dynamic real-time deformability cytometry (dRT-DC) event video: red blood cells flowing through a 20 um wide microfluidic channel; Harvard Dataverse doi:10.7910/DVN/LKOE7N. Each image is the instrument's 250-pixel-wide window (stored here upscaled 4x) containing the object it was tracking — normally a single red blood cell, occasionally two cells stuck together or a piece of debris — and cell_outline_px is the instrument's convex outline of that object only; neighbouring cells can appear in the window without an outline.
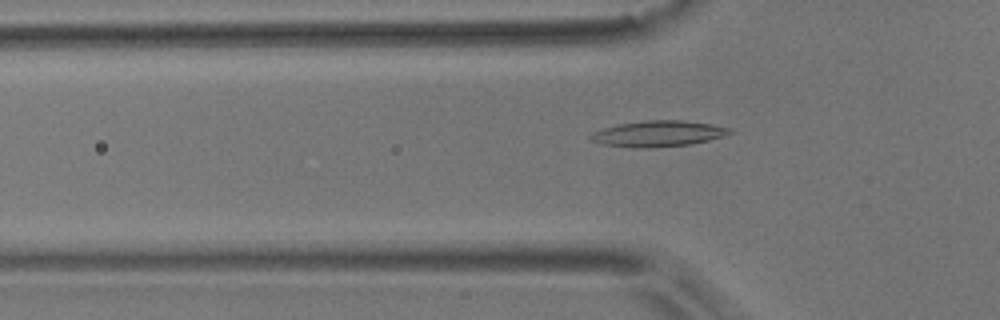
{"species": "common noctule bat (a hibernating species)", "species_latin": "Nyctalus noctula", "temperature_condition": "room temperature", "stored_images_in_passage": 48, "camera_frame_rate_fps": 3000, "um_per_image_px": 0.085, "animal": {"sex": "male", "body_mass_g": 17.9}, "frame": {"image": 1, "passage_image": 11, "time_ms": 3.333, "image_size_px": [1000, 320], "cell_outline_px": [[732, 132], [724, 136], [708, 140], [688, 144], [648, 148], [604, 144], [592, 140], [588, 136], [592, 132], [604, 128], [620, 124], [644, 120], [680, 120], [712, 124], [732, 128]], "centroid_in_image_um": [55.98, 11.34], "position_along_channel_um": 69.8, "area_um2": 20.63}}
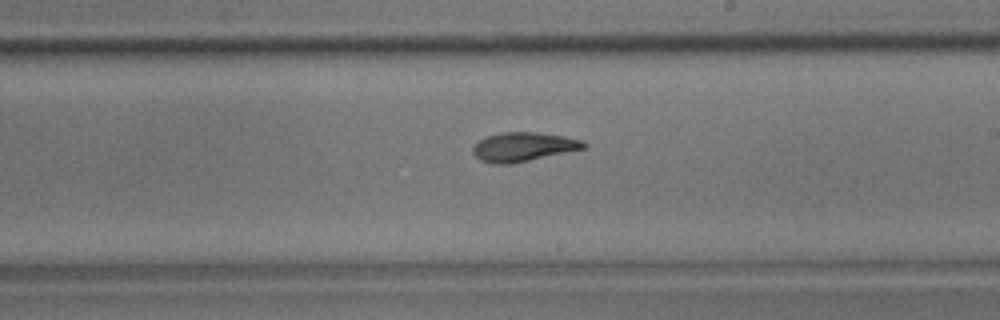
{"frame": {"image": 2, "passage_image": 25, "time_ms": 8.0, "image_size_px": [1000, 320], "cell_outline_px": [[588, 144], [584, 148], [512, 164], [492, 164], [480, 160], [472, 152], [472, 148], [480, 140], [488, 136], [500, 132], [536, 132], [564, 136], [580, 140]], "centroid_in_image_um": [44.45, 12.48], "position_along_channel_um": 244.6, "area_um2": 18.61}}
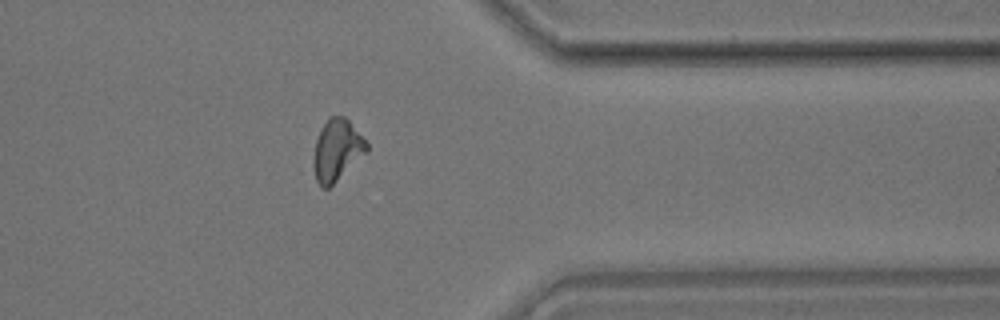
{"frame": {"image": 3, "passage_image": 37, "time_ms": 12.0, "image_size_px": [1000, 320], "cell_outline_px": [[368, 152], [328, 188], [320, 188], [316, 180], [312, 164], [312, 156], [316, 140], [320, 128], [328, 116], [344, 116], [348, 120], [368, 144]], "centroid_in_image_um": [28.6, 12.77], "position_along_channel_um": 382.8, "area_um2": 19.19}, "authors_computed_cell_mechanics": {"area_um2": 18.7272, "velocity_mm_per_s": 3.7311, "shape_relaxation_time_tau1_ms": 4.8518, "shape_relaxation_time_tau2_ms": 3.107, "deformation_change_tau1": 0.1522, "deformation_change_tau2": 0.0976}}